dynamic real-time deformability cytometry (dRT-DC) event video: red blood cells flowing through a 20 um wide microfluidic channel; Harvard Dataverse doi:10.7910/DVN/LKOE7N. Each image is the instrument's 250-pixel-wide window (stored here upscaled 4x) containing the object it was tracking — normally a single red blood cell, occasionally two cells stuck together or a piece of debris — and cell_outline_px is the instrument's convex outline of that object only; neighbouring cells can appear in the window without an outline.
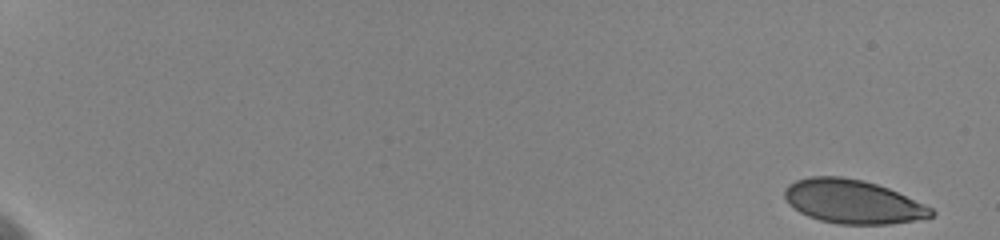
{"species": "human", "species_latin": "Homo sapiens", "temperature_condition": "cold", "stored_images_in_passage": 64, "camera_frame_rate_fps": 3000, "um_per_image_px": 0.085, "donor": {"sex": "female"}, "frame": {"image": 1, "passage_image": 1, "time_ms": 0.0, "image_size_px": [1000, 240], "cell_outline_px": [[936, 212], [932, 216], [912, 220], [888, 224], [840, 224], [820, 220], [808, 216], [800, 212], [788, 204], [784, 196], [784, 188], [788, 184], [796, 180], [808, 176], [840, 176], [864, 180], [888, 188], [924, 204], [932, 208]], "centroid_in_image_um": [72.43, 17.12], "position_along_channel_um": 12.6, "area_um2": 37.28}}
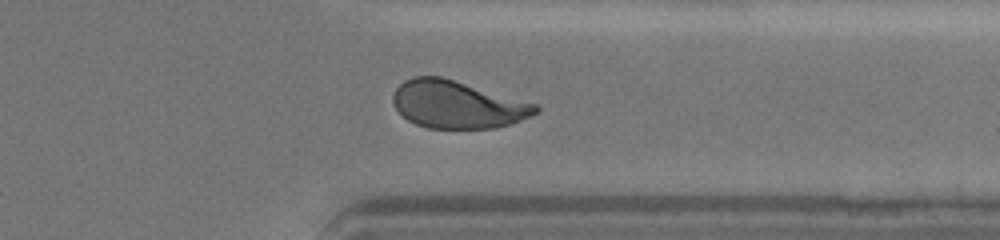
{"frame": {"image": 2, "passage_image": 47, "time_ms": 15.667, "image_size_px": [1000, 240], "cell_outline_px": [[540, 112], [532, 116], [496, 128], [428, 128], [416, 124], [408, 120], [396, 108], [392, 100], [392, 96], [396, 88], [404, 80], [412, 76], [440, 76], [536, 104], [540, 108]], "centroid_in_image_um": [38.86, 8.88], "position_along_channel_um": 372.5, "area_um2": 39.19}}
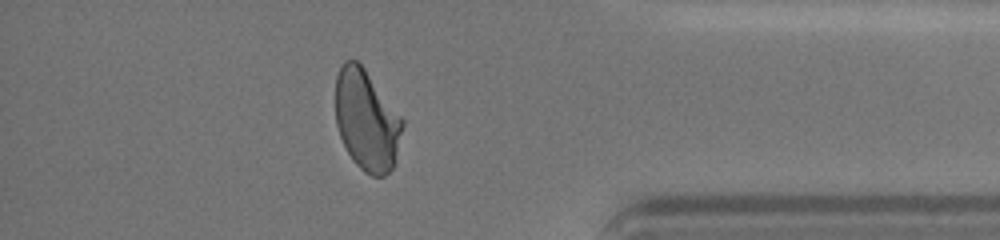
{"frame": {"image": 3, "passage_image": 54, "time_ms": 17.0, "image_size_px": [1000, 240], "cell_outline_px": [[404, 124], [396, 164], [384, 176], [372, 176], [364, 172], [352, 160], [340, 136], [336, 124], [336, 76], [344, 60], [356, 60], [364, 68], [404, 120]], "centroid_in_image_um": [31.18, 10.25], "position_along_channel_um": 404.0, "area_um2": 39.36}, "authors_computed_cell_mechanics": {"area_um2": 39.304, "velocity_mm_per_s": 3.5786, "shape_relaxation_time_tau1_ms": 4.769, "shape_relaxation_time_tau2_ms": null, "deformation_change_tau1": 0.1543, "deformation_change_tau2": null}}